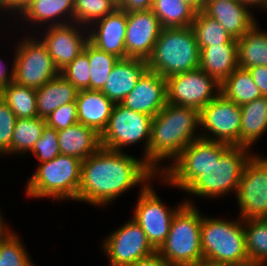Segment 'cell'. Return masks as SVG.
Instances as JSON below:
<instances>
[{
  "mask_svg": "<svg viewBox=\"0 0 267 266\" xmlns=\"http://www.w3.org/2000/svg\"><path fill=\"white\" fill-rule=\"evenodd\" d=\"M158 175L143 157L101 147L82 161L76 201L107 207L131 188L143 190Z\"/></svg>",
  "mask_w": 267,
  "mask_h": 266,
  "instance_id": "1",
  "label": "cell"
},
{
  "mask_svg": "<svg viewBox=\"0 0 267 266\" xmlns=\"http://www.w3.org/2000/svg\"><path fill=\"white\" fill-rule=\"evenodd\" d=\"M198 128L199 110L167 103L151 120L147 163L160 175L183 149L201 138ZM166 159L170 162L163 166Z\"/></svg>",
  "mask_w": 267,
  "mask_h": 266,
  "instance_id": "2",
  "label": "cell"
},
{
  "mask_svg": "<svg viewBox=\"0 0 267 266\" xmlns=\"http://www.w3.org/2000/svg\"><path fill=\"white\" fill-rule=\"evenodd\" d=\"M172 218L167 238L156 252L169 266H198L204 264L201 246L202 214L191 199Z\"/></svg>",
  "mask_w": 267,
  "mask_h": 266,
  "instance_id": "3",
  "label": "cell"
},
{
  "mask_svg": "<svg viewBox=\"0 0 267 266\" xmlns=\"http://www.w3.org/2000/svg\"><path fill=\"white\" fill-rule=\"evenodd\" d=\"M200 49L192 26L162 28L147 68L164 78L199 68Z\"/></svg>",
  "mask_w": 267,
  "mask_h": 266,
  "instance_id": "4",
  "label": "cell"
},
{
  "mask_svg": "<svg viewBox=\"0 0 267 266\" xmlns=\"http://www.w3.org/2000/svg\"><path fill=\"white\" fill-rule=\"evenodd\" d=\"M202 216L201 246L204 264L226 266L249 260L244 235V220Z\"/></svg>",
  "mask_w": 267,
  "mask_h": 266,
  "instance_id": "5",
  "label": "cell"
},
{
  "mask_svg": "<svg viewBox=\"0 0 267 266\" xmlns=\"http://www.w3.org/2000/svg\"><path fill=\"white\" fill-rule=\"evenodd\" d=\"M82 161L59 154L50 161L37 164L27 179L25 194L33 199L50 198L57 202L74 200L78 196Z\"/></svg>",
  "mask_w": 267,
  "mask_h": 266,
  "instance_id": "6",
  "label": "cell"
},
{
  "mask_svg": "<svg viewBox=\"0 0 267 266\" xmlns=\"http://www.w3.org/2000/svg\"><path fill=\"white\" fill-rule=\"evenodd\" d=\"M242 146H231L214 161L185 190L196 198H221L237 192L246 162L254 154Z\"/></svg>",
  "mask_w": 267,
  "mask_h": 266,
  "instance_id": "7",
  "label": "cell"
},
{
  "mask_svg": "<svg viewBox=\"0 0 267 266\" xmlns=\"http://www.w3.org/2000/svg\"><path fill=\"white\" fill-rule=\"evenodd\" d=\"M231 146L222 142L198 139L192 141L182 152L158 175L160 183L185 190L204 171L214 159L220 157ZM162 181V182H161Z\"/></svg>",
  "mask_w": 267,
  "mask_h": 266,
  "instance_id": "8",
  "label": "cell"
},
{
  "mask_svg": "<svg viewBox=\"0 0 267 266\" xmlns=\"http://www.w3.org/2000/svg\"><path fill=\"white\" fill-rule=\"evenodd\" d=\"M14 45L13 81L19 85L38 89L57 77L60 72L55 67L47 47L37 37L40 34L27 32ZM33 36V37H32Z\"/></svg>",
  "mask_w": 267,
  "mask_h": 266,
  "instance_id": "9",
  "label": "cell"
},
{
  "mask_svg": "<svg viewBox=\"0 0 267 266\" xmlns=\"http://www.w3.org/2000/svg\"><path fill=\"white\" fill-rule=\"evenodd\" d=\"M152 116L115 104L106 129L101 134V146L122 151L130 145L143 143V158L147 162Z\"/></svg>",
  "mask_w": 267,
  "mask_h": 266,
  "instance_id": "10",
  "label": "cell"
},
{
  "mask_svg": "<svg viewBox=\"0 0 267 266\" xmlns=\"http://www.w3.org/2000/svg\"><path fill=\"white\" fill-rule=\"evenodd\" d=\"M241 219L267 216V156L253 154L243 169L235 194Z\"/></svg>",
  "mask_w": 267,
  "mask_h": 266,
  "instance_id": "11",
  "label": "cell"
},
{
  "mask_svg": "<svg viewBox=\"0 0 267 266\" xmlns=\"http://www.w3.org/2000/svg\"><path fill=\"white\" fill-rule=\"evenodd\" d=\"M240 127V106L221 93L200 110L202 139L240 146Z\"/></svg>",
  "mask_w": 267,
  "mask_h": 266,
  "instance_id": "12",
  "label": "cell"
},
{
  "mask_svg": "<svg viewBox=\"0 0 267 266\" xmlns=\"http://www.w3.org/2000/svg\"><path fill=\"white\" fill-rule=\"evenodd\" d=\"M139 193L132 218L139 224L148 241L157 250L167 238L173 216L185 201L179 202L177 207H167L156 193L153 182H150Z\"/></svg>",
  "mask_w": 267,
  "mask_h": 266,
  "instance_id": "13",
  "label": "cell"
},
{
  "mask_svg": "<svg viewBox=\"0 0 267 266\" xmlns=\"http://www.w3.org/2000/svg\"><path fill=\"white\" fill-rule=\"evenodd\" d=\"M167 103L201 110L215 99L221 90L214 78L198 68L167 79Z\"/></svg>",
  "mask_w": 267,
  "mask_h": 266,
  "instance_id": "14",
  "label": "cell"
},
{
  "mask_svg": "<svg viewBox=\"0 0 267 266\" xmlns=\"http://www.w3.org/2000/svg\"><path fill=\"white\" fill-rule=\"evenodd\" d=\"M129 219L102 240L109 266H124L156 253L139 224L132 217Z\"/></svg>",
  "mask_w": 267,
  "mask_h": 266,
  "instance_id": "15",
  "label": "cell"
},
{
  "mask_svg": "<svg viewBox=\"0 0 267 266\" xmlns=\"http://www.w3.org/2000/svg\"><path fill=\"white\" fill-rule=\"evenodd\" d=\"M45 30V31H44ZM41 31H44L41 33ZM59 72L83 52L88 42V29L75 22L49 26L38 30Z\"/></svg>",
  "mask_w": 267,
  "mask_h": 266,
  "instance_id": "16",
  "label": "cell"
},
{
  "mask_svg": "<svg viewBox=\"0 0 267 266\" xmlns=\"http://www.w3.org/2000/svg\"><path fill=\"white\" fill-rule=\"evenodd\" d=\"M161 29L159 19L151 9L127 12L126 58L146 60L151 55Z\"/></svg>",
  "mask_w": 267,
  "mask_h": 266,
  "instance_id": "17",
  "label": "cell"
},
{
  "mask_svg": "<svg viewBox=\"0 0 267 266\" xmlns=\"http://www.w3.org/2000/svg\"><path fill=\"white\" fill-rule=\"evenodd\" d=\"M135 112L157 115L167 104V80L156 72L147 69L135 88L120 103Z\"/></svg>",
  "mask_w": 267,
  "mask_h": 266,
  "instance_id": "18",
  "label": "cell"
},
{
  "mask_svg": "<svg viewBox=\"0 0 267 266\" xmlns=\"http://www.w3.org/2000/svg\"><path fill=\"white\" fill-rule=\"evenodd\" d=\"M126 27L127 12L117 7L87 28L88 41L98 49L124 59Z\"/></svg>",
  "mask_w": 267,
  "mask_h": 266,
  "instance_id": "19",
  "label": "cell"
},
{
  "mask_svg": "<svg viewBox=\"0 0 267 266\" xmlns=\"http://www.w3.org/2000/svg\"><path fill=\"white\" fill-rule=\"evenodd\" d=\"M215 19L231 38H241L258 21L252 9L238 0H207L202 10Z\"/></svg>",
  "mask_w": 267,
  "mask_h": 266,
  "instance_id": "20",
  "label": "cell"
},
{
  "mask_svg": "<svg viewBox=\"0 0 267 266\" xmlns=\"http://www.w3.org/2000/svg\"><path fill=\"white\" fill-rule=\"evenodd\" d=\"M20 18V19H19ZM22 18V19H21ZM37 30L74 22V0H33L27 9L15 19ZM23 22H22V21ZM27 20V21H26ZM39 26V27H38Z\"/></svg>",
  "mask_w": 267,
  "mask_h": 266,
  "instance_id": "21",
  "label": "cell"
},
{
  "mask_svg": "<svg viewBox=\"0 0 267 266\" xmlns=\"http://www.w3.org/2000/svg\"><path fill=\"white\" fill-rule=\"evenodd\" d=\"M147 69L144 59L130 57L119 59L101 91L114 104H120L135 88L136 83Z\"/></svg>",
  "mask_w": 267,
  "mask_h": 266,
  "instance_id": "22",
  "label": "cell"
},
{
  "mask_svg": "<svg viewBox=\"0 0 267 266\" xmlns=\"http://www.w3.org/2000/svg\"><path fill=\"white\" fill-rule=\"evenodd\" d=\"M78 122L96 130L106 129L114 103L98 90H79L76 98Z\"/></svg>",
  "mask_w": 267,
  "mask_h": 266,
  "instance_id": "23",
  "label": "cell"
},
{
  "mask_svg": "<svg viewBox=\"0 0 267 266\" xmlns=\"http://www.w3.org/2000/svg\"><path fill=\"white\" fill-rule=\"evenodd\" d=\"M60 153L81 161L97 152L101 146V135L91 127L79 122L57 131Z\"/></svg>",
  "mask_w": 267,
  "mask_h": 266,
  "instance_id": "24",
  "label": "cell"
},
{
  "mask_svg": "<svg viewBox=\"0 0 267 266\" xmlns=\"http://www.w3.org/2000/svg\"><path fill=\"white\" fill-rule=\"evenodd\" d=\"M238 67L237 39L200 49L199 68L221 84Z\"/></svg>",
  "mask_w": 267,
  "mask_h": 266,
  "instance_id": "25",
  "label": "cell"
},
{
  "mask_svg": "<svg viewBox=\"0 0 267 266\" xmlns=\"http://www.w3.org/2000/svg\"><path fill=\"white\" fill-rule=\"evenodd\" d=\"M78 89L61 74L36 89L38 117L46 119L60 106L76 102Z\"/></svg>",
  "mask_w": 267,
  "mask_h": 266,
  "instance_id": "26",
  "label": "cell"
},
{
  "mask_svg": "<svg viewBox=\"0 0 267 266\" xmlns=\"http://www.w3.org/2000/svg\"><path fill=\"white\" fill-rule=\"evenodd\" d=\"M240 146L251 148L267 131V97L240 106ZM256 142V143H255Z\"/></svg>",
  "mask_w": 267,
  "mask_h": 266,
  "instance_id": "27",
  "label": "cell"
},
{
  "mask_svg": "<svg viewBox=\"0 0 267 266\" xmlns=\"http://www.w3.org/2000/svg\"><path fill=\"white\" fill-rule=\"evenodd\" d=\"M238 67L267 66V32L257 22L237 39Z\"/></svg>",
  "mask_w": 267,
  "mask_h": 266,
  "instance_id": "28",
  "label": "cell"
},
{
  "mask_svg": "<svg viewBox=\"0 0 267 266\" xmlns=\"http://www.w3.org/2000/svg\"><path fill=\"white\" fill-rule=\"evenodd\" d=\"M220 93L239 106L262 97L249 71L239 67L221 83Z\"/></svg>",
  "mask_w": 267,
  "mask_h": 266,
  "instance_id": "29",
  "label": "cell"
},
{
  "mask_svg": "<svg viewBox=\"0 0 267 266\" xmlns=\"http://www.w3.org/2000/svg\"><path fill=\"white\" fill-rule=\"evenodd\" d=\"M152 12L162 28L192 26L197 10L184 0H153Z\"/></svg>",
  "mask_w": 267,
  "mask_h": 266,
  "instance_id": "30",
  "label": "cell"
},
{
  "mask_svg": "<svg viewBox=\"0 0 267 266\" xmlns=\"http://www.w3.org/2000/svg\"><path fill=\"white\" fill-rule=\"evenodd\" d=\"M1 98L10 107L17 119L38 117L36 89L12 81L4 88Z\"/></svg>",
  "mask_w": 267,
  "mask_h": 266,
  "instance_id": "31",
  "label": "cell"
},
{
  "mask_svg": "<svg viewBox=\"0 0 267 266\" xmlns=\"http://www.w3.org/2000/svg\"><path fill=\"white\" fill-rule=\"evenodd\" d=\"M46 120L40 117L18 118L12 135V151L10 155H26L42 135Z\"/></svg>",
  "mask_w": 267,
  "mask_h": 266,
  "instance_id": "32",
  "label": "cell"
},
{
  "mask_svg": "<svg viewBox=\"0 0 267 266\" xmlns=\"http://www.w3.org/2000/svg\"><path fill=\"white\" fill-rule=\"evenodd\" d=\"M245 246L249 257L267 266V221L264 218L244 220Z\"/></svg>",
  "mask_w": 267,
  "mask_h": 266,
  "instance_id": "33",
  "label": "cell"
},
{
  "mask_svg": "<svg viewBox=\"0 0 267 266\" xmlns=\"http://www.w3.org/2000/svg\"><path fill=\"white\" fill-rule=\"evenodd\" d=\"M83 51L88 55L90 63V90L101 91L119 58L98 49L89 41Z\"/></svg>",
  "mask_w": 267,
  "mask_h": 266,
  "instance_id": "34",
  "label": "cell"
},
{
  "mask_svg": "<svg viewBox=\"0 0 267 266\" xmlns=\"http://www.w3.org/2000/svg\"><path fill=\"white\" fill-rule=\"evenodd\" d=\"M192 28L196 35L199 49L213 45H222L231 39L221 24L207 16L203 11H197L192 22Z\"/></svg>",
  "mask_w": 267,
  "mask_h": 266,
  "instance_id": "35",
  "label": "cell"
},
{
  "mask_svg": "<svg viewBox=\"0 0 267 266\" xmlns=\"http://www.w3.org/2000/svg\"><path fill=\"white\" fill-rule=\"evenodd\" d=\"M117 7L111 0H74V22L88 28Z\"/></svg>",
  "mask_w": 267,
  "mask_h": 266,
  "instance_id": "36",
  "label": "cell"
},
{
  "mask_svg": "<svg viewBox=\"0 0 267 266\" xmlns=\"http://www.w3.org/2000/svg\"><path fill=\"white\" fill-rule=\"evenodd\" d=\"M17 232L0 242V266H35Z\"/></svg>",
  "mask_w": 267,
  "mask_h": 266,
  "instance_id": "37",
  "label": "cell"
},
{
  "mask_svg": "<svg viewBox=\"0 0 267 266\" xmlns=\"http://www.w3.org/2000/svg\"><path fill=\"white\" fill-rule=\"evenodd\" d=\"M60 74L79 90H90V63L83 51Z\"/></svg>",
  "mask_w": 267,
  "mask_h": 266,
  "instance_id": "38",
  "label": "cell"
},
{
  "mask_svg": "<svg viewBox=\"0 0 267 266\" xmlns=\"http://www.w3.org/2000/svg\"><path fill=\"white\" fill-rule=\"evenodd\" d=\"M29 153L38 159V164L50 161L61 154L57 130L46 125L43 128L41 137Z\"/></svg>",
  "mask_w": 267,
  "mask_h": 266,
  "instance_id": "39",
  "label": "cell"
},
{
  "mask_svg": "<svg viewBox=\"0 0 267 266\" xmlns=\"http://www.w3.org/2000/svg\"><path fill=\"white\" fill-rule=\"evenodd\" d=\"M16 119V115L0 97V157L2 158L12 151V135Z\"/></svg>",
  "mask_w": 267,
  "mask_h": 266,
  "instance_id": "40",
  "label": "cell"
},
{
  "mask_svg": "<svg viewBox=\"0 0 267 266\" xmlns=\"http://www.w3.org/2000/svg\"><path fill=\"white\" fill-rule=\"evenodd\" d=\"M46 125L59 131L78 123L77 104L70 102L60 106L53 111L46 119Z\"/></svg>",
  "mask_w": 267,
  "mask_h": 266,
  "instance_id": "41",
  "label": "cell"
},
{
  "mask_svg": "<svg viewBox=\"0 0 267 266\" xmlns=\"http://www.w3.org/2000/svg\"><path fill=\"white\" fill-rule=\"evenodd\" d=\"M247 70L259 88L261 95L267 97V66H253L247 68Z\"/></svg>",
  "mask_w": 267,
  "mask_h": 266,
  "instance_id": "42",
  "label": "cell"
},
{
  "mask_svg": "<svg viewBox=\"0 0 267 266\" xmlns=\"http://www.w3.org/2000/svg\"><path fill=\"white\" fill-rule=\"evenodd\" d=\"M33 0H10L1 10L0 14L4 12V16L11 15L12 13V20L19 17L27 7L32 3ZM6 11V12H5ZM9 12V14H7Z\"/></svg>",
  "mask_w": 267,
  "mask_h": 266,
  "instance_id": "43",
  "label": "cell"
},
{
  "mask_svg": "<svg viewBox=\"0 0 267 266\" xmlns=\"http://www.w3.org/2000/svg\"><path fill=\"white\" fill-rule=\"evenodd\" d=\"M153 0H123L118 8L126 12L151 9Z\"/></svg>",
  "mask_w": 267,
  "mask_h": 266,
  "instance_id": "44",
  "label": "cell"
},
{
  "mask_svg": "<svg viewBox=\"0 0 267 266\" xmlns=\"http://www.w3.org/2000/svg\"><path fill=\"white\" fill-rule=\"evenodd\" d=\"M124 266H169L168 263L156 252L153 255L134 261Z\"/></svg>",
  "mask_w": 267,
  "mask_h": 266,
  "instance_id": "45",
  "label": "cell"
},
{
  "mask_svg": "<svg viewBox=\"0 0 267 266\" xmlns=\"http://www.w3.org/2000/svg\"><path fill=\"white\" fill-rule=\"evenodd\" d=\"M7 63L4 64L0 57V97L5 87H7L13 81V67L8 70Z\"/></svg>",
  "mask_w": 267,
  "mask_h": 266,
  "instance_id": "46",
  "label": "cell"
},
{
  "mask_svg": "<svg viewBox=\"0 0 267 266\" xmlns=\"http://www.w3.org/2000/svg\"><path fill=\"white\" fill-rule=\"evenodd\" d=\"M3 216L4 214L2 215L0 211V242L5 240L11 233L14 232V230L12 231V229L7 226Z\"/></svg>",
  "mask_w": 267,
  "mask_h": 266,
  "instance_id": "47",
  "label": "cell"
},
{
  "mask_svg": "<svg viewBox=\"0 0 267 266\" xmlns=\"http://www.w3.org/2000/svg\"><path fill=\"white\" fill-rule=\"evenodd\" d=\"M242 4H245L246 6L250 7L251 9L253 8H261L264 10H267V0H238Z\"/></svg>",
  "mask_w": 267,
  "mask_h": 266,
  "instance_id": "48",
  "label": "cell"
},
{
  "mask_svg": "<svg viewBox=\"0 0 267 266\" xmlns=\"http://www.w3.org/2000/svg\"><path fill=\"white\" fill-rule=\"evenodd\" d=\"M188 4H190L197 11H202L205 7L207 0H184Z\"/></svg>",
  "mask_w": 267,
  "mask_h": 266,
  "instance_id": "49",
  "label": "cell"
},
{
  "mask_svg": "<svg viewBox=\"0 0 267 266\" xmlns=\"http://www.w3.org/2000/svg\"><path fill=\"white\" fill-rule=\"evenodd\" d=\"M226 266H263L259 263H256L252 260H248L246 262H243V263H239V264H229V265H226Z\"/></svg>",
  "mask_w": 267,
  "mask_h": 266,
  "instance_id": "50",
  "label": "cell"
},
{
  "mask_svg": "<svg viewBox=\"0 0 267 266\" xmlns=\"http://www.w3.org/2000/svg\"><path fill=\"white\" fill-rule=\"evenodd\" d=\"M10 0H0V10L9 2Z\"/></svg>",
  "mask_w": 267,
  "mask_h": 266,
  "instance_id": "51",
  "label": "cell"
},
{
  "mask_svg": "<svg viewBox=\"0 0 267 266\" xmlns=\"http://www.w3.org/2000/svg\"><path fill=\"white\" fill-rule=\"evenodd\" d=\"M115 5L119 6L123 0H111Z\"/></svg>",
  "mask_w": 267,
  "mask_h": 266,
  "instance_id": "52",
  "label": "cell"
},
{
  "mask_svg": "<svg viewBox=\"0 0 267 266\" xmlns=\"http://www.w3.org/2000/svg\"><path fill=\"white\" fill-rule=\"evenodd\" d=\"M198 266H211V265H207V264H201V265H198Z\"/></svg>",
  "mask_w": 267,
  "mask_h": 266,
  "instance_id": "53",
  "label": "cell"
}]
</instances>
